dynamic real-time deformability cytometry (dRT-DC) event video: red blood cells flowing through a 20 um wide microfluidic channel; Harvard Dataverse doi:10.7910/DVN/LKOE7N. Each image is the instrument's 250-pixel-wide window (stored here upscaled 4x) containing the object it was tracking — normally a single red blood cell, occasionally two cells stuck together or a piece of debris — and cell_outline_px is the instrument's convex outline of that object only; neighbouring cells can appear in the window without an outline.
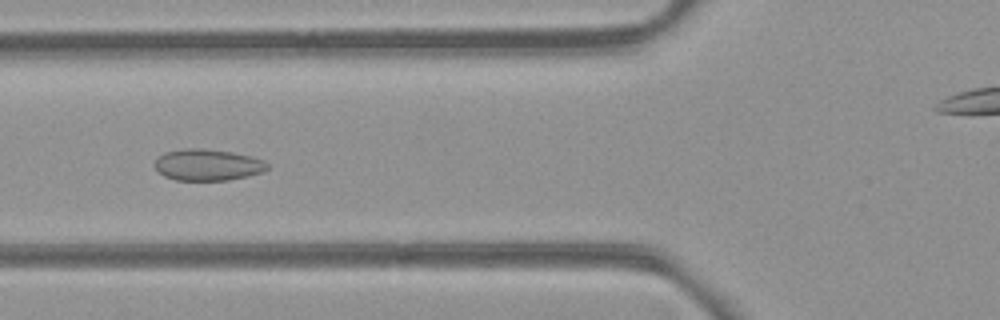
{"species": "common noctule bat (a hibernating species)", "species_latin": "Nyctalus noctula", "temperature_condition": "room temperature", "stored_images_in_passage": 41, "camera_frame_rate_fps": 3000, "um_per_image_px": 0.085, "animal": {"sex": "female", "body_mass_g": 21.9}, "frame": {"image": 1, "passage_image": 16, "time_ms": 5.0, "image_size_px": [1000, 320], "cell_outline_px": [[268, 168], [260, 172], [248, 176], [228, 180], [176, 180], [164, 176], [156, 168], [156, 160], [164, 152], [184, 148], [200, 148], [232, 152], [252, 156], [264, 160], [268, 164]], "centroid_in_image_um": [17.66, 14.0], "position_along_channel_um": 108.1, "area_um2": 20.52}}
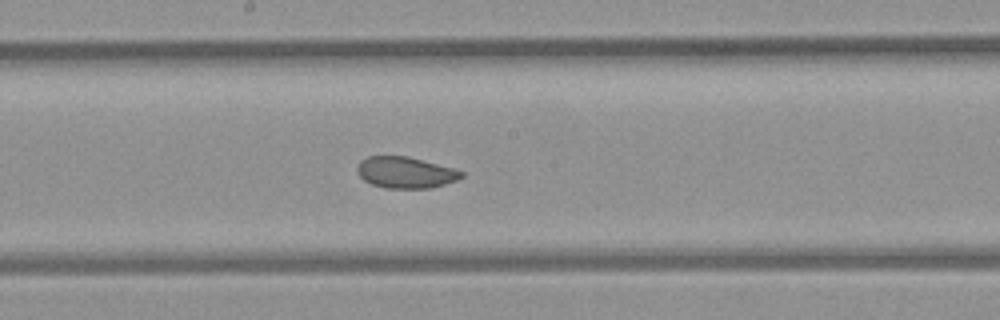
{"frame": {"image": 2, "passage_image": 24, "time_ms": 7.667, "image_size_px": [1000, 320], "cell_outline_px": [[464, 176], [456, 180], [432, 188], [384, 188], [372, 184], [364, 180], [356, 172], [356, 168], [360, 160], [368, 156], [408, 156], [456, 168], [464, 172]], "centroid_in_image_um": [34.47, 14.65], "position_along_channel_um": 213.7, "area_um2": 19.25}}
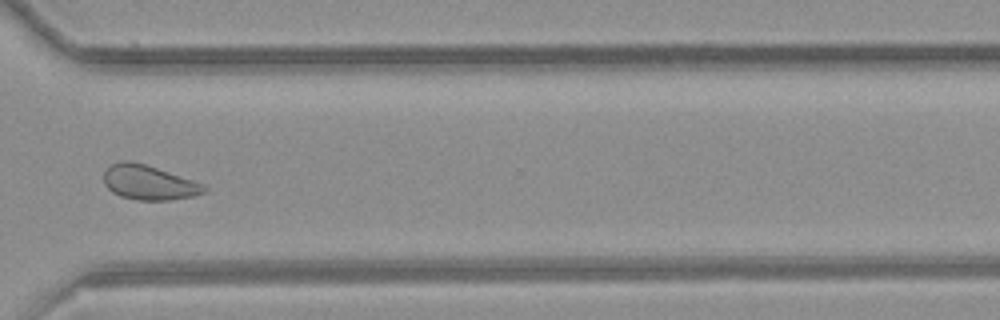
{"frame": {"image": 3, "passage_image": 35, "time_ms": 11.333, "image_size_px": [1000, 320], "cell_outline_px": [[208, 192], [192, 196], [172, 200], [136, 200], [120, 196], [112, 192], [104, 184], [104, 172], [112, 164], [120, 160], [128, 160], [144, 164], [204, 184], [208, 188]], "centroid_in_image_um": [12.65, 15.53], "position_along_channel_um": 357.9, "area_um2": 20.17}, "authors_computed_cell_mechanics": {"area_um2": 20.519, "velocity_mm_per_s": 3.9465, "shape_relaxation_time_tau1_ms": null, "shape_relaxation_time_tau2_ms": 7.7759, "deformation_change_tau1": null, "deformation_change_tau2": 0.0735}}